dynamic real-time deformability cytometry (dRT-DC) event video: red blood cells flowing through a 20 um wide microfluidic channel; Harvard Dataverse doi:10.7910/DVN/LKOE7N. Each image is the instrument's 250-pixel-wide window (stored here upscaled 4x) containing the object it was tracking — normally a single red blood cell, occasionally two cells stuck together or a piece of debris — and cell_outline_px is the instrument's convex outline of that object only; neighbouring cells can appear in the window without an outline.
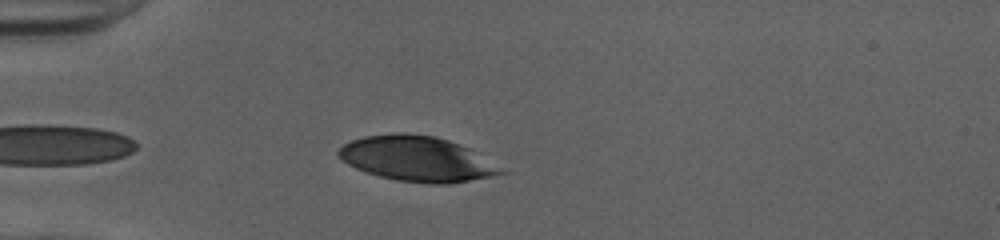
{"species": "human", "species_latin": "Homo sapiens", "temperature_condition": "cold", "stored_images_in_passage": 36, "camera_frame_rate_fps": 3000, "um_per_image_px": 0.085, "donor": {"sex": "female"}, "frame": {"image": 1, "passage_image": 4, "time_ms": 1.0, "image_size_px": [1000, 240], "cell_outline_px": [[512, 172], [448, 184], [428, 184], [396, 180], [380, 176], [356, 168], [348, 164], [336, 152], [344, 144], [352, 140], [364, 136], [396, 132], [400, 132], [436, 136], [460, 144], [468, 148]], "centroid_in_image_um": [35.49, 13.5], "position_along_channel_um": 49.5, "area_um2": 42.71}}
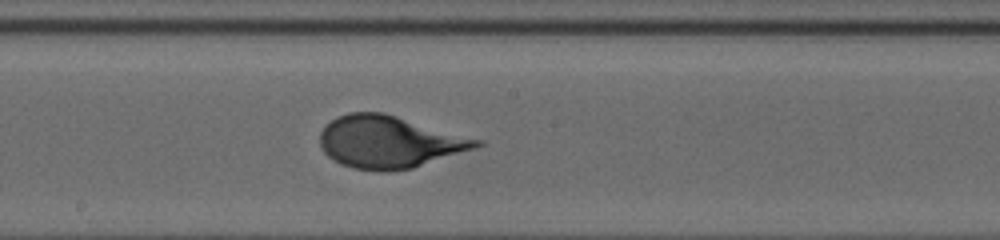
{"frame": {"image": 2, "passage_image": 18, "time_ms": 5.667, "image_size_px": [1000, 240], "cell_outline_px": [[484, 144], [476, 148], [412, 168], [352, 168], [328, 156], [324, 152], [320, 144], [320, 132], [336, 116], [348, 112], [384, 112], [484, 140]], "centroid_in_image_um": [33.13, 12.01], "position_along_channel_um": 215.1, "area_um2": 46.76}}
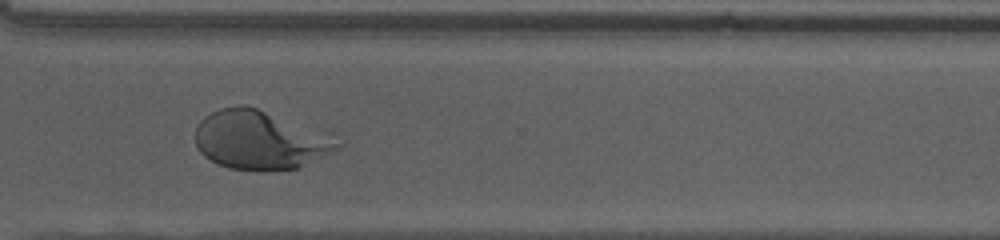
{"frame": {"image": 3, "passage_image": 28, "time_ms": 9.0, "image_size_px": [1000, 240], "cell_outline_px": [[344, 144], [340, 148], [296, 168], [272, 172], [256, 172], [228, 168], [216, 164], [204, 156], [196, 148], [196, 128], [200, 120], [204, 116], [220, 108], [240, 104], [244, 104], [256, 108]], "centroid_in_image_um": [21.95, 11.96], "position_along_channel_um": 348.7, "area_um2": 47.69}}